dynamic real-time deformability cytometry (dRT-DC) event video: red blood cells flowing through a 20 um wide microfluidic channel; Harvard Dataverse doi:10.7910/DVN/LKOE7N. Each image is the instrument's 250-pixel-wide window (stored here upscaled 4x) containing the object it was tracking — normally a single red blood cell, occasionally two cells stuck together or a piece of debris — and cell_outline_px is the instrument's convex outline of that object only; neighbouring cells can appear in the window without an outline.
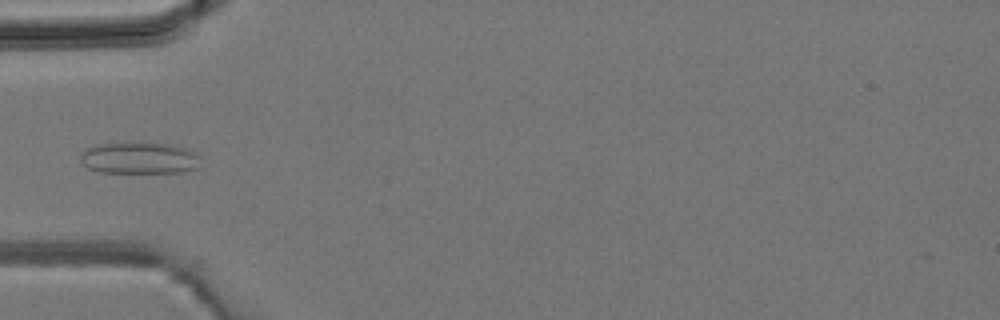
{"species": "common noctule bat (a hibernating species)", "species_latin": "Nyctalus noctula", "temperature_condition": "room temperature", "stored_images_in_passage": 2, "camera_frame_rate_fps": 3000, "um_per_image_px": 0.085, "animal": {"sex": "male", "body_mass_g": 19.2, "forearm_length_mm": 51.8}, "frame": {"image": 1, "passage_image": 2, "time_ms": 2.0, "image_size_px": [1000, 320], "cell_outline_px": [[200, 168], [184, 172], [100, 172], [88, 168], [80, 160], [80, 152], [92, 144], [172, 144], [188, 148], [196, 152]], "centroid_in_image_um": [11.85, 13.44], "position_along_channel_um": 73.2, "area_um2": 22.02}}